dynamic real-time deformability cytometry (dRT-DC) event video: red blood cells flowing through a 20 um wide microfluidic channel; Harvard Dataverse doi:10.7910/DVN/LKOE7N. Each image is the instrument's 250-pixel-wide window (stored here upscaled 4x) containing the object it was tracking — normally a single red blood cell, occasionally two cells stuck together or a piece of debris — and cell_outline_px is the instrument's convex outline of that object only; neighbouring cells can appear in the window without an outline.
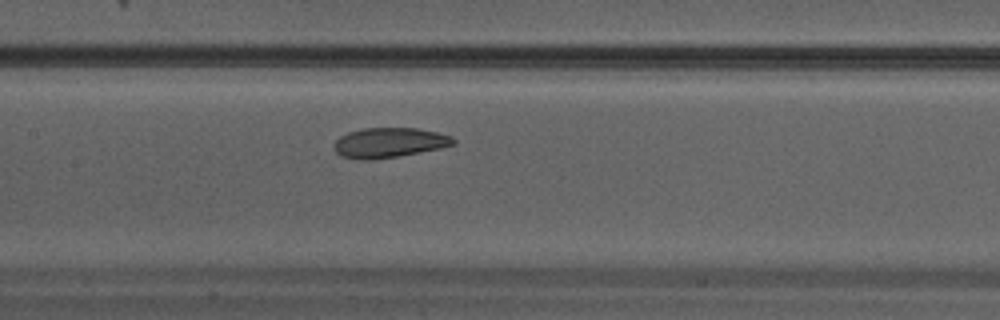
{"species": "Egyptian fruit bat (a non-hibernating species)", "species_latin": "Rousettus aegyptiacus", "temperature_condition": "warm", "stored_images_in_passage": 31, "camera_frame_rate_fps": 3000, "um_per_image_px": 0.085, "animal": {"sex": "male"}, "frame": {"image": 1, "passage_image": 14, "time_ms": 4.333, "image_size_px": [1000, 320], "cell_outline_px": [[456, 144], [440, 148], [396, 156], [372, 160], [360, 160], [340, 156], [336, 152], [336, 140], [340, 136], [348, 132], [364, 128], [416, 128], [436, 132], [452, 136], [456, 140]], "centroid_in_image_um": [33.09, 12.12], "position_along_channel_um": 174.3, "area_um2": 20.63}}